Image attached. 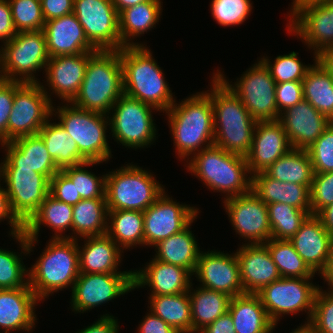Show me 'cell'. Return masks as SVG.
<instances>
[{"mask_svg": "<svg viewBox=\"0 0 333 333\" xmlns=\"http://www.w3.org/2000/svg\"><path fill=\"white\" fill-rule=\"evenodd\" d=\"M72 208V234L74 235L69 238L77 240V238L106 234L108 220L106 199H82L72 205Z\"/></svg>", "mask_w": 333, "mask_h": 333, "instance_id": "74e56055", "label": "cell"}, {"mask_svg": "<svg viewBox=\"0 0 333 333\" xmlns=\"http://www.w3.org/2000/svg\"><path fill=\"white\" fill-rule=\"evenodd\" d=\"M215 74L242 101L256 121H279L280 113L275 97L276 82L260 59L237 78L234 84L228 82L221 70L218 69Z\"/></svg>", "mask_w": 333, "mask_h": 333, "instance_id": "8fae6325", "label": "cell"}, {"mask_svg": "<svg viewBox=\"0 0 333 333\" xmlns=\"http://www.w3.org/2000/svg\"><path fill=\"white\" fill-rule=\"evenodd\" d=\"M292 5L290 8V15L301 5L311 3V2H318V1H328V0H292Z\"/></svg>", "mask_w": 333, "mask_h": 333, "instance_id": "89a4df30", "label": "cell"}, {"mask_svg": "<svg viewBox=\"0 0 333 333\" xmlns=\"http://www.w3.org/2000/svg\"><path fill=\"white\" fill-rule=\"evenodd\" d=\"M43 31L50 58L97 51L73 12L46 21Z\"/></svg>", "mask_w": 333, "mask_h": 333, "instance_id": "4316f807", "label": "cell"}, {"mask_svg": "<svg viewBox=\"0 0 333 333\" xmlns=\"http://www.w3.org/2000/svg\"><path fill=\"white\" fill-rule=\"evenodd\" d=\"M39 302L30 287L0 290V329L4 333L31 332L37 321L35 306Z\"/></svg>", "mask_w": 333, "mask_h": 333, "instance_id": "f1b7e54d", "label": "cell"}, {"mask_svg": "<svg viewBox=\"0 0 333 333\" xmlns=\"http://www.w3.org/2000/svg\"><path fill=\"white\" fill-rule=\"evenodd\" d=\"M199 209L173 201L164 191L144 212V245L155 246L160 241L185 229L197 219Z\"/></svg>", "mask_w": 333, "mask_h": 333, "instance_id": "ac0fdd59", "label": "cell"}, {"mask_svg": "<svg viewBox=\"0 0 333 333\" xmlns=\"http://www.w3.org/2000/svg\"><path fill=\"white\" fill-rule=\"evenodd\" d=\"M64 104L57 109L52 106V116L57 114L59 124L77 143L79 153L87 161H109L112 154L106 135L110 128L108 115Z\"/></svg>", "mask_w": 333, "mask_h": 333, "instance_id": "ba28073f", "label": "cell"}, {"mask_svg": "<svg viewBox=\"0 0 333 333\" xmlns=\"http://www.w3.org/2000/svg\"><path fill=\"white\" fill-rule=\"evenodd\" d=\"M21 82L0 79V144L7 142V122L12 111L15 90Z\"/></svg>", "mask_w": 333, "mask_h": 333, "instance_id": "db71d44e", "label": "cell"}, {"mask_svg": "<svg viewBox=\"0 0 333 333\" xmlns=\"http://www.w3.org/2000/svg\"><path fill=\"white\" fill-rule=\"evenodd\" d=\"M147 45L119 50L123 68V93L165 113L175 103L173 93Z\"/></svg>", "mask_w": 333, "mask_h": 333, "instance_id": "3957f363", "label": "cell"}, {"mask_svg": "<svg viewBox=\"0 0 333 333\" xmlns=\"http://www.w3.org/2000/svg\"><path fill=\"white\" fill-rule=\"evenodd\" d=\"M88 60L89 52L49 58L44 71L51 94L71 103L80 90Z\"/></svg>", "mask_w": 333, "mask_h": 333, "instance_id": "d4e9b609", "label": "cell"}, {"mask_svg": "<svg viewBox=\"0 0 333 333\" xmlns=\"http://www.w3.org/2000/svg\"><path fill=\"white\" fill-rule=\"evenodd\" d=\"M12 212L25 224L49 194L50 180L31 168H2Z\"/></svg>", "mask_w": 333, "mask_h": 333, "instance_id": "e0dca14e", "label": "cell"}, {"mask_svg": "<svg viewBox=\"0 0 333 333\" xmlns=\"http://www.w3.org/2000/svg\"><path fill=\"white\" fill-rule=\"evenodd\" d=\"M279 122L287 134L291 147L306 150L333 121L303 99L295 106L281 112Z\"/></svg>", "mask_w": 333, "mask_h": 333, "instance_id": "44dd1931", "label": "cell"}, {"mask_svg": "<svg viewBox=\"0 0 333 333\" xmlns=\"http://www.w3.org/2000/svg\"><path fill=\"white\" fill-rule=\"evenodd\" d=\"M290 333H315V331L308 323H305L292 330Z\"/></svg>", "mask_w": 333, "mask_h": 333, "instance_id": "2644e50d", "label": "cell"}, {"mask_svg": "<svg viewBox=\"0 0 333 333\" xmlns=\"http://www.w3.org/2000/svg\"><path fill=\"white\" fill-rule=\"evenodd\" d=\"M138 333H179L175 328L167 324L160 317L154 315L151 311L139 324Z\"/></svg>", "mask_w": 333, "mask_h": 333, "instance_id": "94428289", "label": "cell"}, {"mask_svg": "<svg viewBox=\"0 0 333 333\" xmlns=\"http://www.w3.org/2000/svg\"><path fill=\"white\" fill-rule=\"evenodd\" d=\"M211 83V90L206 92L213 107L214 144L229 153L246 157L257 121L215 72Z\"/></svg>", "mask_w": 333, "mask_h": 333, "instance_id": "7a4b0ae2", "label": "cell"}, {"mask_svg": "<svg viewBox=\"0 0 333 333\" xmlns=\"http://www.w3.org/2000/svg\"><path fill=\"white\" fill-rule=\"evenodd\" d=\"M1 147L6 151L2 168H31L49 180L60 170L38 134L4 142Z\"/></svg>", "mask_w": 333, "mask_h": 333, "instance_id": "603a6c76", "label": "cell"}, {"mask_svg": "<svg viewBox=\"0 0 333 333\" xmlns=\"http://www.w3.org/2000/svg\"><path fill=\"white\" fill-rule=\"evenodd\" d=\"M11 7L8 0H0V40L3 44L10 42L16 36Z\"/></svg>", "mask_w": 333, "mask_h": 333, "instance_id": "91938a15", "label": "cell"}, {"mask_svg": "<svg viewBox=\"0 0 333 333\" xmlns=\"http://www.w3.org/2000/svg\"><path fill=\"white\" fill-rule=\"evenodd\" d=\"M199 333H236L230 312L227 311L218 317L213 323L207 325Z\"/></svg>", "mask_w": 333, "mask_h": 333, "instance_id": "be15d7a7", "label": "cell"}, {"mask_svg": "<svg viewBox=\"0 0 333 333\" xmlns=\"http://www.w3.org/2000/svg\"><path fill=\"white\" fill-rule=\"evenodd\" d=\"M186 165L187 171L201 179L208 189L226 193L224 199L251 191L252 175L246 157L215 144L195 154Z\"/></svg>", "mask_w": 333, "mask_h": 333, "instance_id": "5b68a950", "label": "cell"}, {"mask_svg": "<svg viewBox=\"0 0 333 333\" xmlns=\"http://www.w3.org/2000/svg\"><path fill=\"white\" fill-rule=\"evenodd\" d=\"M251 191L266 205L284 203L305 210L311 215L310 188L307 185L281 182L259 172L252 175Z\"/></svg>", "mask_w": 333, "mask_h": 333, "instance_id": "4dcf8cb0", "label": "cell"}, {"mask_svg": "<svg viewBox=\"0 0 333 333\" xmlns=\"http://www.w3.org/2000/svg\"><path fill=\"white\" fill-rule=\"evenodd\" d=\"M12 238L19 242L21 253L0 247V290L29 287V268H26L22 262V256L30 255L36 240L27 238L24 232L16 234ZM22 253L23 255H21Z\"/></svg>", "mask_w": 333, "mask_h": 333, "instance_id": "8d00e7d4", "label": "cell"}, {"mask_svg": "<svg viewBox=\"0 0 333 333\" xmlns=\"http://www.w3.org/2000/svg\"><path fill=\"white\" fill-rule=\"evenodd\" d=\"M317 61L333 77V47L322 50L317 55Z\"/></svg>", "mask_w": 333, "mask_h": 333, "instance_id": "e7e4bbea", "label": "cell"}, {"mask_svg": "<svg viewBox=\"0 0 333 333\" xmlns=\"http://www.w3.org/2000/svg\"><path fill=\"white\" fill-rule=\"evenodd\" d=\"M153 110L159 111L123 93L108 115L109 129L114 140L135 150L153 144L157 137Z\"/></svg>", "mask_w": 333, "mask_h": 333, "instance_id": "30bf717a", "label": "cell"}, {"mask_svg": "<svg viewBox=\"0 0 333 333\" xmlns=\"http://www.w3.org/2000/svg\"><path fill=\"white\" fill-rule=\"evenodd\" d=\"M3 219H8V224L11 227V232H9L10 236H14L16 234L24 232V224L16 217V215L11 210L6 189L0 186V221H2Z\"/></svg>", "mask_w": 333, "mask_h": 333, "instance_id": "680465c9", "label": "cell"}, {"mask_svg": "<svg viewBox=\"0 0 333 333\" xmlns=\"http://www.w3.org/2000/svg\"><path fill=\"white\" fill-rule=\"evenodd\" d=\"M313 60V66L302 80L303 98L333 121V77L317 61V58Z\"/></svg>", "mask_w": 333, "mask_h": 333, "instance_id": "7bdbcfd3", "label": "cell"}, {"mask_svg": "<svg viewBox=\"0 0 333 333\" xmlns=\"http://www.w3.org/2000/svg\"><path fill=\"white\" fill-rule=\"evenodd\" d=\"M265 66L269 69L270 74L276 83H285L287 81H302L307 71L313 65H305L298 58V52H291L289 54L279 55L270 62L266 56L260 59Z\"/></svg>", "mask_w": 333, "mask_h": 333, "instance_id": "7dc6e473", "label": "cell"}, {"mask_svg": "<svg viewBox=\"0 0 333 333\" xmlns=\"http://www.w3.org/2000/svg\"><path fill=\"white\" fill-rule=\"evenodd\" d=\"M267 207L271 238L277 240H290L310 216L305 210L284 203L275 202Z\"/></svg>", "mask_w": 333, "mask_h": 333, "instance_id": "f6af8a7d", "label": "cell"}, {"mask_svg": "<svg viewBox=\"0 0 333 333\" xmlns=\"http://www.w3.org/2000/svg\"><path fill=\"white\" fill-rule=\"evenodd\" d=\"M316 216L333 237V203L322 209Z\"/></svg>", "mask_w": 333, "mask_h": 333, "instance_id": "03108f58", "label": "cell"}, {"mask_svg": "<svg viewBox=\"0 0 333 333\" xmlns=\"http://www.w3.org/2000/svg\"><path fill=\"white\" fill-rule=\"evenodd\" d=\"M96 164H101V162L86 161L79 165L62 169L75 185L77 195H80L81 199H106V174L96 176L85 168Z\"/></svg>", "mask_w": 333, "mask_h": 333, "instance_id": "bcb514c9", "label": "cell"}, {"mask_svg": "<svg viewBox=\"0 0 333 333\" xmlns=\"http://www.w3.org/2000/svg\"><path fill=\"white\" fill-rule=\"evenodd\" d=\"M290 149L287 134L279 121H257L252 146L246 156L250 175L264 172Z\"/></svg>", "mask_w": 333, "mask_h": 333, "instance_id": "7402d4cb", "label": "cell"}, {"mask_svg": "<svg viewBox=\"0 0 333 333\" xmlns=\"http://www.w3.org/2000/svg\"><path fill=\"white\" fill-rule=\"evenodd\" d=\"M210 12L214 20L221 26L242 24L252 11L251 0H212Z\"/></svg>", "mask_w": 333, "mask_h": 333, "instance_id": "681fc988", "label": "cell"}, {"mask_svg": "<svg viewBox=\"0 0 333 333\" xmlns=\"http://www.w3.org/2000/svg\"><path fill=\"white\" fill-rule=\"evenodd\" d=\"M47 245L29 268V287L39 301L70 286L72 290L80 274L78 239L51 238Z\"/></svg>", "mask_w": 333, "mask_h": 333, "instance_id": "8992f818", "label": "cell"}, {"mask_svg": "<svg viewBox=\"0 0 333 333\" xmlns=\"http://www.w3.org/2000/svg\"><path fill=\"white\" fill-rule=\"evenodd\" d=\"M192 223L193 221L181 232L155 245L154 258L167 264L181 266L194 275L201 251L190 230Z\"/></svg>", "mask_w": 333, "mask_h": 333, "instance_id": "836d02e7", "label": "cell"}, {"mask_svg": "<svg viewBox=\"0 0 333 333\" xmlns=\"http://www.w3.org/2000/svg\"><path fill=\"white\" fill-rule=\"evenodd\" d=\"M140 270H133V289L150 287V296L188 292L193 276L187 269L156 260L154 257Z\"/></svg>", "mask_w": 333, "mask_h": 333, "instance_id": "484cf974", "label": "cell"}, {"mask_svg": "<svg viewBox=\"0 0 333 333\" xmlns=\"http://www.w3.org/2000/svg\"><path fill=\"white\" fill-rule=\"evenodd\" d=\"M235 253L244 293H258L281 275L264 243L243 244Z\"/></svg>", "mask_w": 333, "mask_h": 333, "instance_id": "cb8c5ba5", "label": "cell"}, {"mask_svg": "<svg viewBox=\"0 0 333 333\" xmlns=\"http://www.w3.org/2000/svg\"><path fill=\"white\" fill-rule=\"evenodd\" d=\"M264 244L267 246L281 277L313 278L316 274L298 255L289 240L271 238Z\"/></svg>", "mask_w": 333, "mask_h": 333, "instance_id": "ee69618b", "label": "cell"}, {"mask_svg": "<svg viewBox=\"0 0 333 333\" xmlns=\"http://www.w3.org/2000/svg\"><path fill=\"white\" fill-rule=\"evenodd\" d=\"M2 181V163H0V182ZM1 186V184H0Z\"/></svg>", "mask_w": 333, "mask_h": 333, "instance_id": "8c879c8a", "label": "cell"}, {"mask_svg": "<svg viewBox=\"0 0 333 333\" xmlns=\"http://www.w3.org/2000/svg\"><path fill=\"white\" fill-rule=\"evenodd\" d=\"M288 17V32L299 36L307 48L314 50V58L333 47V0L301 5Z\"/></svg>", "mask_w": 333, "mask_h": 333, "instance_id": "2e32d148", "label": "cell"}, {"mask_svg": "<svg viewBox=\"0 0 333 333\" xmlns=\"http://www.w3.org/2000/svg\"><path fill=\"white\" fill-rule=\"evenodd\" d=\"M43 125L37 133L44 141L46 148L55 161L57 167L62 170L67 167L79 165L87 160L79 153L77 143L69 136L68 132L56 122Z\"/></svg>", "mask_w": 333, "mask_h": 333, "instance_id": "ab89813d", "label": "cell"}, {"mask_svg": "<svg viewBox=\"0 0 333 333\" xmlns=\"http://www.w3.org/2000/svg\"><path fill=\"white\" fill-rule=\"evenodd\" d=\"M161 0H149L119 13V32L124 46L144 45L132 40L156 27L162 11Z\"/></svg>", "mask_w": 333, "mask_h": 333, "instance_id": "e575fe53", "label": "cell"}, {"mask_svg": "<svg viewBox=\"0 0 333 333\" xmlns=\"http://www.w3.org/2000/svg\"><path fill=\"white\" fill-rule=\"evenodd\" d=\"M106 234L124 251L144 246L143 212L136 210L108 211Z\"/></svg>", "mask_w": 333, "mask_h": 333, "instance_id": "f35d334b", "label": "cell"}, {"mask_svg": "<svg viewBox=\"0 0 333 333\" xmlns=\"http://www.w3.org/2000/svg\"><path fill=\"white\" fill-rule=\"evenodd\" d=\"M289 241L306 264L320 275L326 268L333 247V237L321 220L316 215H310Z\"/></svg>", "mask_w": 333, "mask_h": 333, "instance_id": "83f0119b", "label": "cell"}, {"mask_svg": "<svg viewBox=\"0 0 333 333\" xmlns=\"http://www.w3.org/2000/svg\"><path fill=\"white\" fill-rule=\"evenodd\" d=\"M133 289V273H80L72 294V311L84 313Z\"/></svg>", "mask_w": 333, "mask_h": 333, "instance_id": "9a60e30c", "label": "cell"}, {"mask_svg": "<svg viewBox=\"0 0 333 333\" xmlns=\"http://www.w3.org/2000/svg\"><path fill=\"white\" fill-rule=\"evenodd\" d=\"M40 83H22L16 90L7 122V142L36 135L52 116L53 102Z\"/></svg>", "mask_w": 333, "mask_h": 333, "instance_id": "4fadbf2b", "label": "cell"}, {"mask_svg": "<svg viewBox=\"0 0 333 333\" xmlns=\"http://www.w3.org/2000/svg\"><path fill=\"white\" fill-rule=\"evenodd\" d=\"M146 1H149V0H112V3L114 4V6L119 14L121 11H123L129 7H132L134 5H137V4L146 2Z\"/></svg>", "mask_w": 333, "mask_h": 333, "instance_id": "a7ac6f4b", "label": "cell"}, {"mask_svg": "<svg viewBox=\"0 0 333 333\" xmlns=\"http://www.w3.org/2000/svg\"><path fill=\"white\" fill-rule=\"evenodd\" d=\"M313 278H285L273 281L256 293L271 322L276 326L280 317L286 314L307 312L310 321L314 309L315 296L320 288L310 280Z\"/></svg>", "mask_w": 333, "mask_h": 333, "instance_id": "7c38bea8", "label": "cell"}, {"mask_svg": "<svg viewBox=\"0 0 333 333\" xmlns=\"http://www.w3.org/2000/svg\"><path fill=\"white\" fill-rule=\"evenodd\" d=\"M173 146L186 163L195 154L214 144V118L211 97L206 91L176 102L166 111ZM190 156V158H189Z\"/></svg>", "mask_w": 333, "mask_h": 333, "instance_id": "6da1fadb", "label": "cell"}, {"mask_svg": "<svg viewBox=\"0 0 333 333\" xmlns=\"http://www.w3.org/2000/svg\"><path fill=\"white\" fill-rule=\"evenodd\" d=\"M49 194L56 200L70 205H75L82 200L81 196L77 195L75 185L62 170L50 179Z\"/></svg>", "mask_w": 333, "mask_h": 333, "instance_id": "11a10c76", "label": "cell"}, {"mask_svg": "<svg viewBox=\"0 0 333 333\" xmlns=\"http://www.w3.org/2000/svg\"><path fill=\"white\" fill-rule=\"evenodd\" d=\"M192 285L191 283L188 290L191 303L192 333H199L228 311L231 297L226 293L201 286L193 289Z\"/></svg>", "mask_w": 333, "mask_h": 333, "instance_id": "d590c367", "label": "cell"}, {"mask_svg": "<svg viewBox=\"0 0 333 333\" xmlns=\"http://www.w3.org/2000/svg\"><path fill=\"white\" fill-rule=\"evenodd\" d=\"M224 209L236 235L248 244L266 243L271 239L267 205L252 191L223 199Z\"/></svg>", "mask_w": 333, "mask_h": 333, "instance_id": "d6986e66", "label": "cell"}, {"mask_svg": "<svg viewBox=\"0 0 333 333\" xmlns=\"http://www.w3.org/2000/svg\"><path fill=\"white\" fill-rule=\"evenodd\" d=\"M194 274L201 287L226 293L230 297L244 294L235 253L201 251Z\"/></svg>", "mask_w": 333, "mask_h": 333, "instance_id": "ffe728a7", "label": "cell"}, {"mask_svg": "<svg viewBox=\"0 0 333 333\" xmlns=\"http://www.w3.org/2000/svg\"><path fill=\"white\" fill-rule=\"evenodd\" d=\"M45 22L73 12L74 0H40Z\"/></svg>", "mask_w": 333, "mask_h": 333, "instance_id": "6f0895ef", "label": "cell"}, {"mask_svg": "<svg viewBox=\"0 0 333 333\" xmlns=\"http://www.w3.org/2000/svg\"><path fill=\"white\" fill-rule=\"evenodd\" d=\"M264 173L278 181L307 185L309 188L314 176L308 151L295 148L282 155Z\"/></svg>", "mask_w": 333, "mask_h": 333, "instance_id": "60d3db41", "label": "cell"}, {"mask_svg": "<svg viewBox=\"0 0 333 333\" xmlns=\"http://www.w3.org/2000/svg\"><path fill=\"white\" fill-rule=\"evenodd\" d=\"M49 58L43 30L17 32L10 42L1 46V79L21 83H40L35 77L36 71L46 68Z\"/></svg>", "mask_w": 333, "mask_h": 333, "instance_id": "9c48e42d", "label": "cell"}, {"mask_svg": "<svg viewBox=\"0 0 333 333\" xmlns=\"http://www.w3.org/2000/svg\"><path fill=\"white\" fill-rule=\"evenodd\" d=\"M17 32L43 30L45 19L40 0H8Z\"/></svg>", "mask_w": 333, "mask_h": 333, "instance_id": "c3c4849f", "label": "cell"}, {"mask_svg": "<svg viewBox=\"0 0 333 333\" xmlns=\"http://www.w3.org/2000/svg\"><path fill=\"white\" fill-rule=\"evenodd\" d=\"M118 319L113 315L103 314L95 323L76 333H119Z\"/></svg>", "mask_w": 333, "mask_h": 333, "instance_id": "6125c7cd", "label": "cell"}, {"mask_svg": "<svg viewBox=\"0 0 333 333\" xmlns=\"http://www.w3.org/2000/svg\"><path fill=\"white\" fill-rule=\"evenodd\" d=\"M333 203V171L317 173L310 187L311 215H317L322 209Z\"/></svg>", "mask_w": 333, "mask_h": 333, "instance_id": "f5cc1de1", "label": "cell"}, {"mask_svg": "<svg viewBox=\"0 0 333 333\" xmlns=\"http://www.w3.org/2000/svg\"><path fill=\"white\" fill-rule=\"evenodd\" d=\"M149 310L179 333H192L191 303L188 292L150 296Z\"/></svg>", "mask_w": 333, "mask_h": 333, "instance_id": "b9f144b4", "label": "cell"}, {"mask_svg": "<svg viewBox=\"0 0 333 333\" xmlns=\"http://www.w3.org/2000/svg\"><path fill=\"white\" fill-rule=\"evenodd\" d=\"M327 291V292H326ZM308 324L315 333H333V292L318 289Z\"/></svg>", "mask_w": 333, "mask_h": 333, "instance_id": "816d5d0a", "label": "cell"}, {"mask_svg": "<svg viewBox=\"0 0 333 333\" xmlns=\"http://www.w3.org/2000/svg\"><path fill=\"white\" fill-rule=\"evenodd\" d=\"M321 278H323L324 282H327L329 291L333 292V247L330 251L328 263L326 268L321 272Z\"/></svg>", "mask_w": 333, "mask_h": 333, "instance_id": "003e7915", "label": "cell"}, {"mask_svg": "<svg viewBox=\"0 0 333 333\" xmlns=\"http://www.w3.org/2000/svg\"><path fill=\"white\" fill-rule=\"evenodd\" d=\"M72 212V205L58 201L48 194L38 210L24 224V234L38 243V234L44 225L55 232L52 238H69L70 235L63 236V232L68 231L66 229L72 230Z\"/></svg>", "mask_w": 333, "mask_h": 333, "instance_id": "1f68e13d", "label": "cell"}, {"mask_svg": "<svg viewBox=\"0 0 333 333\" xmlns=\"http://www.w3.org/2000/svg\"><path fill=\"white\" fill-rule=\"evenodd\" d=\"M306 150L312 161L314 174L333 171V122Z\"/></svg>", "mask_w": 333, "mask_h": 333, "instance_id": "f907efd6", "label": "cell"}, {"mask_svg": "<svg viewBox=\"0 0 333 333\" xmlns=\"http://www.w3.org/2000/svg\"><path fill=\"white\" fill-rule=\"evenodd\" d=\"M228 311L236 333H272L275 330L257 294L231 297Z\"/></svg>", "mask_w": 333, "mask_h": 333, "instance_id": "d6a6232c", "label": "cell"}, {"mask_svg": "<svg viewBox=\"0 0 333 333\" xmlns=\"http://www.w3.org/2000/svg\"><path fill=\"white\" fill-rule=\"evenodd\" d=\"M83 240L82 247L78 244L80 273H133L132 270L117 271L124 252L107 234Z\"/></svg>", "mask_w": 333, "mask_h": 333, "instance_id": "f546056e", "label": "cell"}, {"mask_svg": "<svg viewBox=\"0 0 333 333\" xmlns=\"http://www.w3.org/2000/svg\"><path fill=\"white\" fill-rule=\"evenodd\" d=\"M128 164L106 173L105 196L108 211L144 212L165 191V187L157 182L150 171Z\"/></svg>", "mask_w": 333, "mask_h": 333, "instance_id": "52a82bcc", "label": "cell"}, {"mask_svg": "<svg viewBox=\"0 0 333 333\" xmlns=\"http://www.w3.org/2000/svg\"><path fill=\"white\" fill-rule=\"evenodd\" d=\"M73 13L97 50H120L119 14L112 0H74Z\"/></svg>", "mask_w": 333, "mask_h": 333, "instance_id": "5bb4252c", "label": "cell"}, {"mask_svg": "<svg viewBox=\"0 0 333 333\" xmlns=\"http://www.w3.org/2000/svg\"><path fill=\"white\" fill-rule=\"evenodd\" d=\"M123 94V68L119 50L89 52L85 76L74 106L109 115Z\"/></svg>", "mask_w": 333, "mask_h": 333, "instance_id": "277c9868", "label": "cell"}, {"mask_svg": "<svg viewBox=\"0 0 333 333\" xmlns=\"http://www.w3.org/2000/svg\"><path fill=\"white\" fill-rule=\"evenodd\" d=\"M275 97L279 113L289 107L295 106L304 99L302 81L276 83Z\"/></svg>", "mask_w": 333, "mask_h": 333, "instance_id": "9f6ffc18", "label": "cell"}]
</instances>
